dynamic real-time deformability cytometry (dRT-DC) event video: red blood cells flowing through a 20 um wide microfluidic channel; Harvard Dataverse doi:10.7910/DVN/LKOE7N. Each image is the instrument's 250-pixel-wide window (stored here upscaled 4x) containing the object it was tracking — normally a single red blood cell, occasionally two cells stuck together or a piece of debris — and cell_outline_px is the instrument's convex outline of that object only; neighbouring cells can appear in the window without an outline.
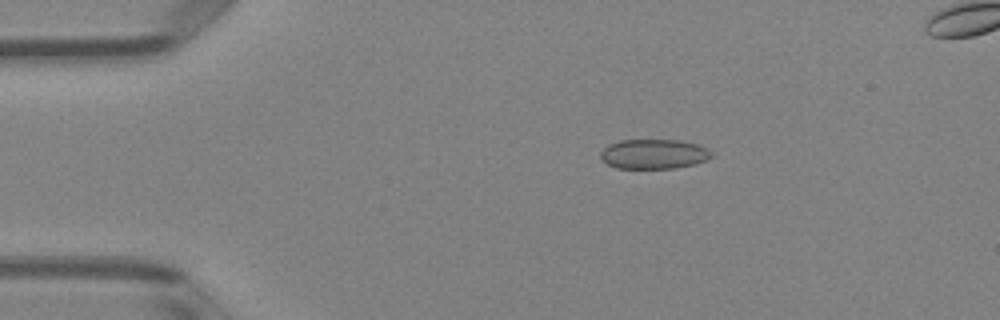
{"species": "Egyptian fruit bat (a non-hibernating species)", "species_latin": "Rousettus aegyptiacus", "temperature_condition": "room temperature", "stored_images_in_passage": 51, "camera_frame_rate_fps": 3000, "um_per_image_px": 0.085, "animal": {"sex": "female"}, "frame": {"image": 1, "passage_image": 9, "time_ms": 2.667, "image_size_px": [1000, 320], "cell_outline_px": [[712, 156], [708, 160], [696, 164], [676, 168], [616, 168], [608, 164], [600, 156], [600, 152], [608, 144], [620, 140], [680, 140], [696, 144], [708, 148], [712, 152]], "centroid_in_image_um": [55.6, 13.09], "position_along_channel_um": 29.4, "area_um2": 19.31}}
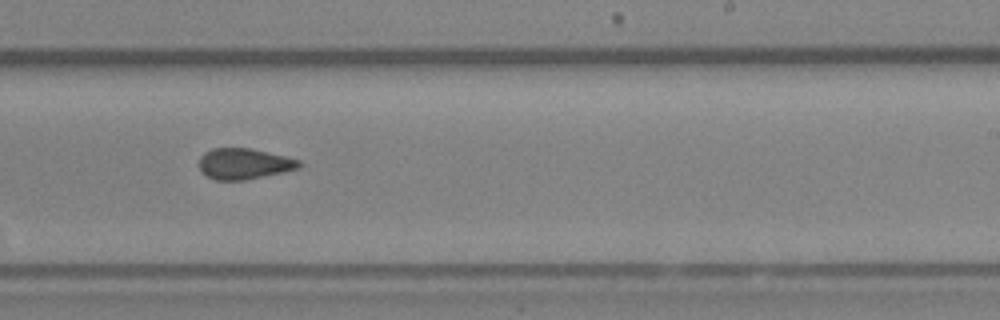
{"frame": {"image": 2, "passage_image": 31, "time_ms": 10.0, "image_size_px": [1000, 320], "cell_outline_px": [[304, 164], [300, 168], [244, 180], [216, 180], [200, 172], [200, 156], [204, 152], [212, 148], [252, 148], [300, 160]], "centroid_in_image_um": [20.74, 13.91], "position_along_channel_um": 268.3, "area_um2": 17.98}}
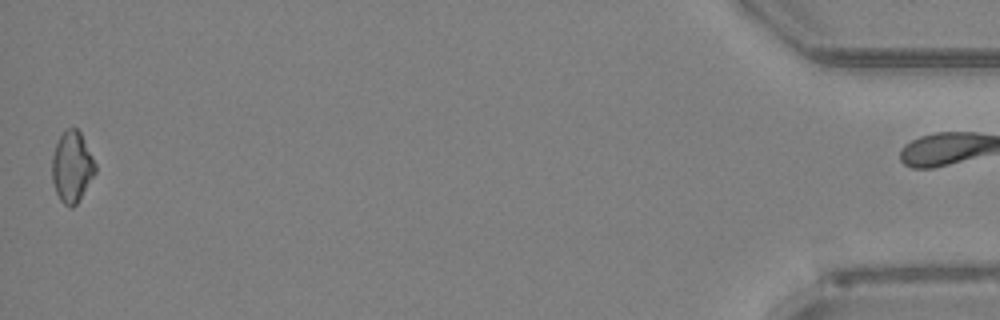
{"frame": {"image": 3, "passage_image": 50, "time_ms": 16.333, "image_size_px": [1000, 320], "cell_outline_px": [[96, 172], [76, 204], [72, 208], [68, 208], [60, 200], [56, 192], [52, 180], [52, 156], [56, 144], [64, 128], [76, 128], [80, 132], [96, 164]], "centroid_in_image_um": [6.1, 14.18], "position_along_channel_um": 429.1, "area_um2": 17.8}, "authors_computed_cell_mechanics": {"area_um2": 18.496, "velocity_mm_per_s": 4.0016, "shape_relaxation_time_tau1_ms": null, "shape_relaxation_time_tau2_ms": 2.2673, "deformation_change_tau1": null, "deformation_change_tau2": 0.065}}